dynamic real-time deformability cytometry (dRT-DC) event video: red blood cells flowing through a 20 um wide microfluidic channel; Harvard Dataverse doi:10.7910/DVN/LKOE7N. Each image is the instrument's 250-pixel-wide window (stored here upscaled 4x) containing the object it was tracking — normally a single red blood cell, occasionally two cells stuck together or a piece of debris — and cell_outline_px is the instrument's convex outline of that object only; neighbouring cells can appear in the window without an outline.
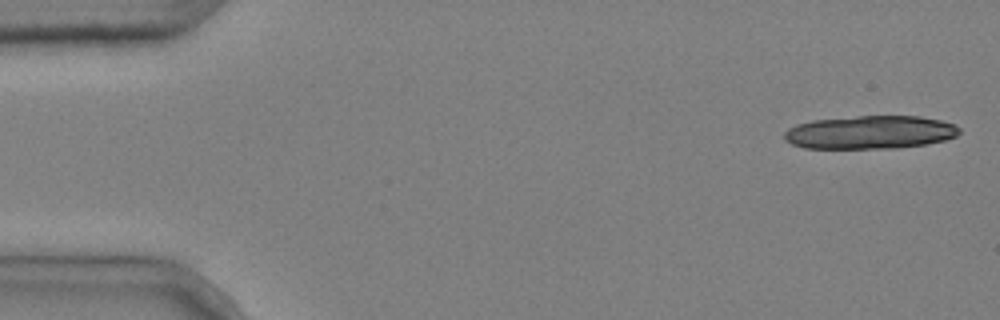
{"species": "common noctule bat (a hibernating species)", "species_latin": "Nyctalus noctula", "temperature_condition": "cold", "stored_images_in_passage": 6, "camera_frame_rate_fps": 3000, "um_per_image_px": 0.085, "animal": {"sex": "male", "body_mass_g": 20.4}, "frame": {"image": 1, "passage_image": 1, "time_ms": 0.0, "image_size_px": [1000, 320], "cell_outline_px": [[960, 132], [956, 136], [944, 140], [928, 144], [896, 148], [804, 148], [792, 144], [784, 140], [784, 132], [788, 128], [796, 124], [812, 120], [856, 116], [920, 116], [940, 120], [956, 124], [960, 128]], "centroid_in_image_um": [73.96, 11.24], "position_along_channel_um": 11.0, "area_um2": 34.16}}